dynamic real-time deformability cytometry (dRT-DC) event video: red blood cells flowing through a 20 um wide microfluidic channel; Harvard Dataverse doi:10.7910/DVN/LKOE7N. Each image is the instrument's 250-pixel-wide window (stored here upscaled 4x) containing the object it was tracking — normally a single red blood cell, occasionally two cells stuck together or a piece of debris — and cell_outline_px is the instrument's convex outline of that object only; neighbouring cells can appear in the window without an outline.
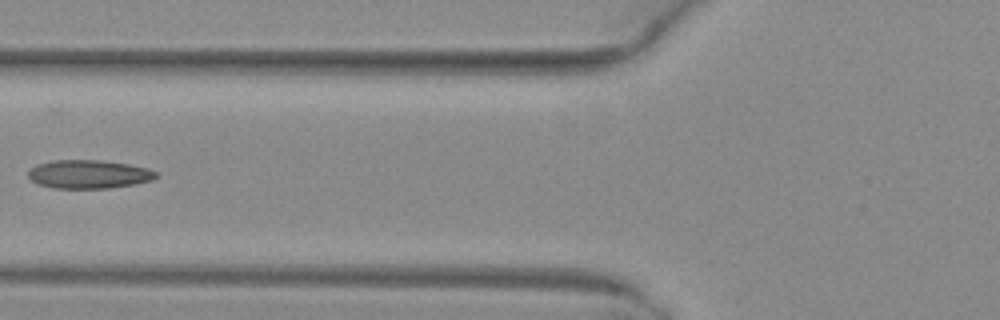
{"species": "common noctule bat (a hibernating species)", "species_latin": "Nyctalus noctula", "temperature_condition": "warm", "stored_images_in_passage": 3, "camera_frame_rate_fps": 3000, "um_per_image_px": 0.085, "animal": {"sex": "female", "body_mass_g": 29.2, "forearm_length_mm": 56.3}, "frame": {"image": 1, "passage_image": 2, "time_ms": 0.333, "image_size_px": [1000, 320], "cell_outline_px": [[160, 176], [152, 180], [136, 184], [108, 188], [52, 188], [36, 184], [28, 176], [28, 172], [36, 164], [56, 160], [100, 160], [128, 164], [148, 168], [156, 172]], "centroid_in_image_um": [7.56, 14.81], "position_along_channel_um": 118.2, "area_um2": 21.33}}
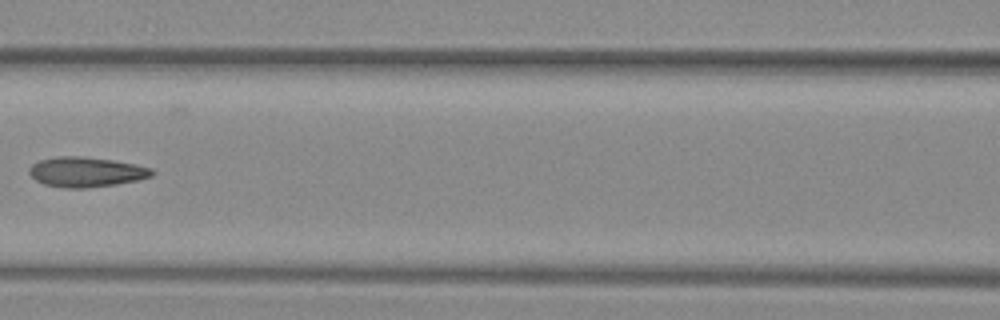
{"frame": {"image": 2, "passage_image": 3, "time_ms": 0.667, "image_size_px": [1000, 320], "cell_outline_px": [[156, 172], [152, 176], [140, 180], [116, 184], [88, 188], [64, 188], [44, 184], [36, 180], [28, 172], [28, 168], [32, 164], [40, 160], [56, 156], [80, 156], [112, 160], [136, 164], [152, 168]], "centroid_in_image_um": [7.34, 14.62], "position_along_channel_um": 159.3, "area_um2": 21.62}}